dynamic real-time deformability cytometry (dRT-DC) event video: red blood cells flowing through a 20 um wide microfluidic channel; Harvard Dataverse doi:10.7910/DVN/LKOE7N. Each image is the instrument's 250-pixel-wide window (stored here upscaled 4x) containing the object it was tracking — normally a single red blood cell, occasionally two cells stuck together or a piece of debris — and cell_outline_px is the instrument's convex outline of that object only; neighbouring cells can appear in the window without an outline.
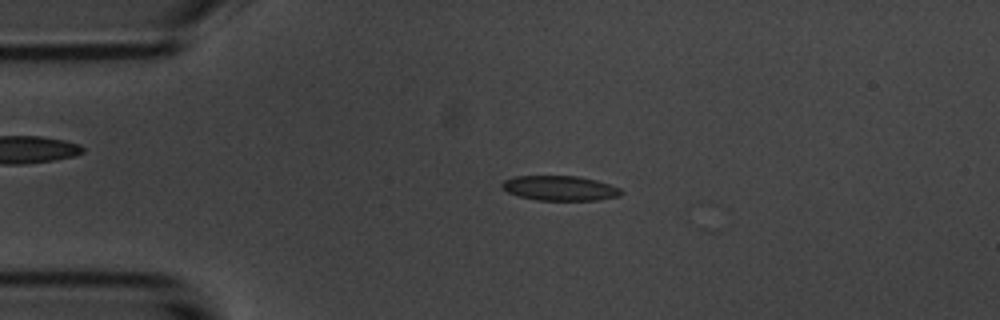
{"species": "common noctule bat (a hibernating species)", "species_latin": "Nyctalus noctula", "temperature_condition": "room temperature", "stored_images_in_passage": 8, "camera_frame_rate_fps": 3000, "um_per_image_px": 0.085, "animal": {"sex": "male", "body_mass_g": 20.1, "forearm_length_mm": 53.5}, "frame": {"image": 1, "passage_image": 2, "time_ms": 0.333, "image_size_px": [1000, 320], "cell_outline_px": [[624, 192], [620, 196], [596, 200], [536, 200], [520, 196], [508, 192], [500, 188], [500, 184], [504, 180], [512, 176], [580, 176], [596, 180], [620, 188]], "centroid_in_image_um": [47.57, 15.99], "position_along_channel_um": 37.4, "area_um2": 17.34}}
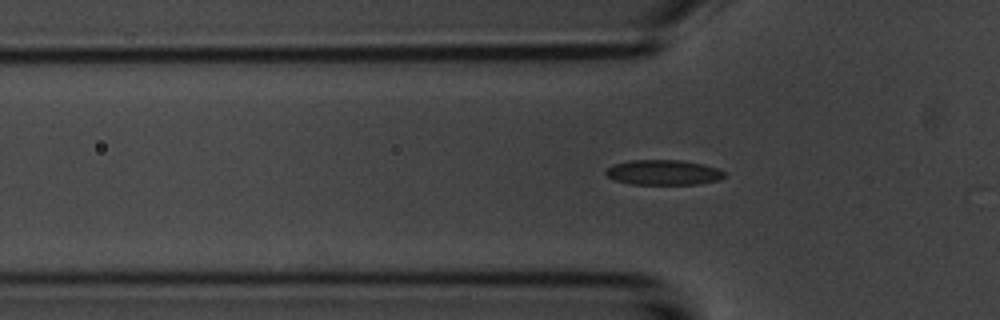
{"frame": {"image": 2, "passage_image": 7, "time_ms": 2.0, "image_size_px": [1000, 320], "cell_outline_px": [[724, 176], [720, 180], [700, 184], [628, 184], [616, 180], [608, 176], [604, 172], [612, 164], [632, 160], [680, 160], [704, 164], [716, 168], [724, 172]], "centroid_in_image_um": [56.39, 14.66], "position_along_channel_um": 69.4, "area_um2": 17.34}}